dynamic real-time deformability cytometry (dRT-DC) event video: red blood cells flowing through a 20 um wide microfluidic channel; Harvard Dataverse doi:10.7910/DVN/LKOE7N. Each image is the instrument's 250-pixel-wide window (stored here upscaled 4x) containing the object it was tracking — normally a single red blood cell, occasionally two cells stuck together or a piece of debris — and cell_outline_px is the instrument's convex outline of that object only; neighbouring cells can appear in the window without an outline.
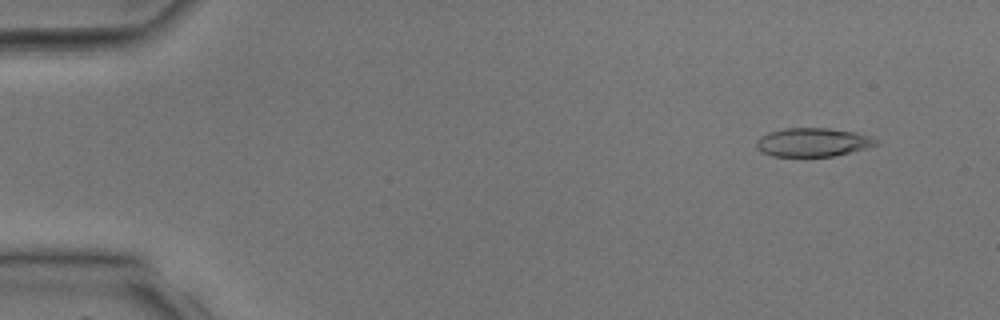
{"species": "common noctule bat (a hibernating species)", "species_latin": "Nyctalus noctula", "temperature_condition": "room temperature", "stored_images_in_passage": 39, "camera_frame_rate_fps": 3000, "um_per_image_px": 0.085, "animal": {"sex": "male", "body_mass_g": 17.9, "forearm_length_mm": 54.2}, "frame": {"image": 1, "passage_image": 4, "time_ms": 1.0, "image_size_px": [1000, 320], "cell_outline_px": [[880, 144], [832, 156], [772, 156], [760, 152], [756, 148], [756, 140], [760, 136], [768, 132], [784, 128], [828, 128], [856, 132], [872, 136], [880, 140]], "centroid_in_image_um": [69.08, 12.08], "position_along_channel_um": 15.9, "area_um2": 20.11}}
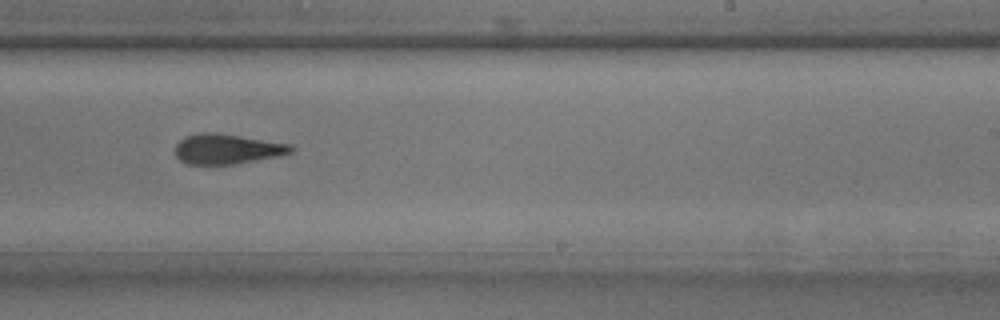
{"frame": {"image": 2, "passage_image": 25, "time_ms": 8.0, "image_size_px": [1000, 320], "cell_outline_px": [[292, 152], [276, 156], [232, 164], [188, 164], [180, 160], [176, 156], [176, 144], [184, 136], [204, 132], [216, 132], [292, 144]], "centroid_in_image_um": [19.27, 12.65], "position_along_channel_um": 269.7, "area_um2": 20.06}}
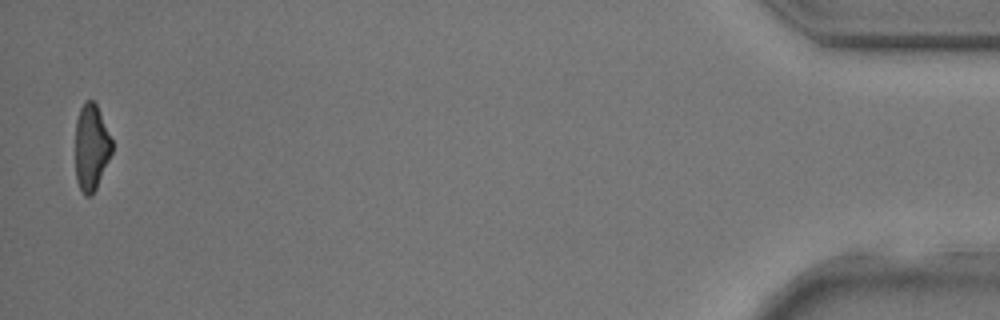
{"frame": {"image": 3, "passage_image": 39, "time_ms": 12.667, "image_size_px": [1000, 320], "cell_outline_px": [[112, 152], [96, 188], [92, 196], [84, 196], [76, 180], [76, 120], [80, 108], [84, 100], [92, 100], [96, 104], [112, 140]], "centroid_in_image_um": [7.75, 12.53], "position_along_channel_um": 427.4, "area_um2": 18.26}}